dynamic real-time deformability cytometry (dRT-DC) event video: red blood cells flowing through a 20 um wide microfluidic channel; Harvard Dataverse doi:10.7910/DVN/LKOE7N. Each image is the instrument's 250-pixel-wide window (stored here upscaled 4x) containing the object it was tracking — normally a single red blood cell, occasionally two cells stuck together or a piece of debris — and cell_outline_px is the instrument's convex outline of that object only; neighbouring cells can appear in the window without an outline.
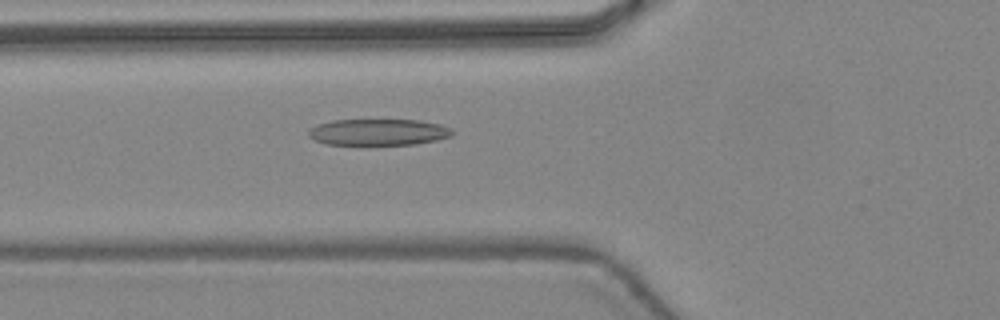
{"species": "common noctule bat (a hibernating species)", "species_latin": "Nyctalus noctula", "temperature_condition": "warm", "stored_images_in_passage": 47, "camera_frame_rate_fps": 3000, "um_per_image_px": 0.085, "animal": {"sex": "female", "body_mass_g": 24.6, "forearm_length_mm": 56.2}, "frame": {"image": 1, "passage_image": 18, "time_ms": 5.667, "image_size_px": [1000, 320], "cell_outline_px": [[452, 136], [436, 140], [416, 144], [324, 144], [308, 136], [308, 132], [316, 124], [332, 120], [420, 120], [440, 124], [452, 128]], "centroid_in_image_um": [32.17, 11.22], "position_along_channel_um": 93.6, "area_um2": 22.02}}
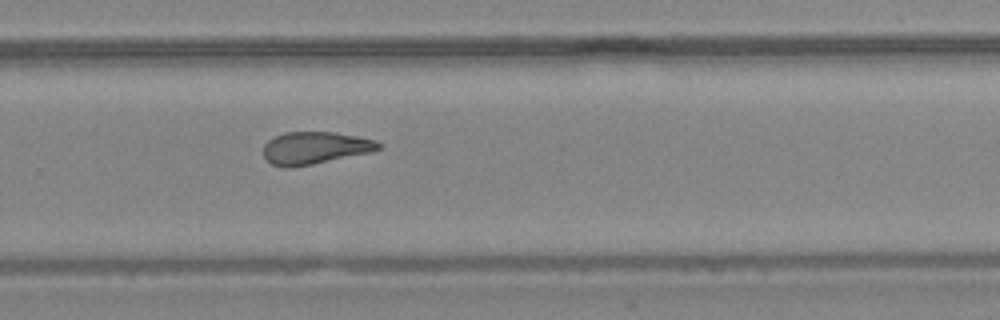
{"frame": {"image": 2, "passage_image": 32, "time_ms": 10.333, "image_size_px": [1000, 320], "cell_outline_px": [[380, 148], [372, 152], [292, 168], [284, 168], [272, 164], [264, 156], [264, 144], [268, 140], [284, 132], [336, 132], [376, 140], [380, 144]], "centroid_in_image_um": [26.76, 12.57], "position_along_channel_um": 303.0, "area_um2": 21.68}}
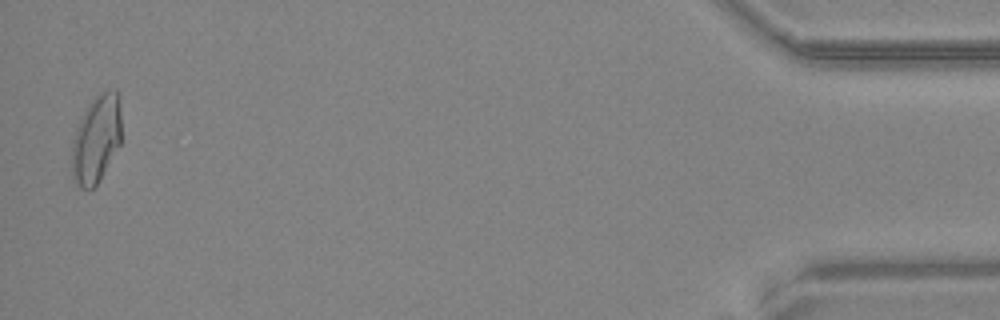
{"frame": {"image": 3, "passage_image": 46, "time_ms": 15.0, "image_size_px": [1000, 320], "cell_outline_px": [[120, 144], [100, 180], [92, 188], [80, 188], [72, 180], [72, 140], [76, 128], [88, 104], [96, 96], [112, 88], [116, 88], [120, 96]], "centroid_in_image_um": [8.18, 11.82], "position_along_channel_um": 427.0, "area_um2": 25.43}, "authors_computed_cell_mechanics": {"area_um2": 22.8888, "velocity_mm_per_s": 4.4794, "shape_relaxation_time_tau1_ms": 10.4133, "shape_relaxation_time_tau2_ms": 2.0207, "deformation_change_tau1": 0.2825, "deformation_change_tau2": 0.1079}}